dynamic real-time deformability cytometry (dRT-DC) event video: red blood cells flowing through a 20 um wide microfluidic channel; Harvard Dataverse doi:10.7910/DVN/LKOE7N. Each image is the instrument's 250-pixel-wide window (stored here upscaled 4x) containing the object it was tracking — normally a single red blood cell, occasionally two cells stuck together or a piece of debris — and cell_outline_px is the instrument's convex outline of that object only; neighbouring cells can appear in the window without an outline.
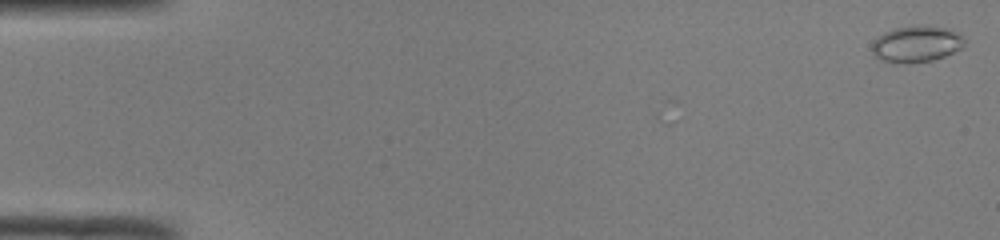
{"species": "common noctule bat (a hibernating species)", "species_latin": "Nyctalus noctula", "temperature_condition": "room temperature", "stored_images_in_passage": 7, "camera_frame_rate_fps": 3000, "um_per_image_px": 0.085, "animal": {"sex": "male", "body_mass_g": 19.0, "forearm_length_mm": 50.8}, "frame": {"image": 1, "passage_image": 1, "time_ms": 0.0, "image_size_px": [1000, 240], "cell_outline_px": [[964, 44], [960, 48], [944, 56], [932, 60], [884, 60], [876, 56], [872, 52], [872, 44], [884, 32], [896, 28], [948, 28], [960, 36], [964, 40]], "centroid_in_image_um": [77.9, 3.73], "position_along_channel_um": 7.1, "area_um2": 17.8}}